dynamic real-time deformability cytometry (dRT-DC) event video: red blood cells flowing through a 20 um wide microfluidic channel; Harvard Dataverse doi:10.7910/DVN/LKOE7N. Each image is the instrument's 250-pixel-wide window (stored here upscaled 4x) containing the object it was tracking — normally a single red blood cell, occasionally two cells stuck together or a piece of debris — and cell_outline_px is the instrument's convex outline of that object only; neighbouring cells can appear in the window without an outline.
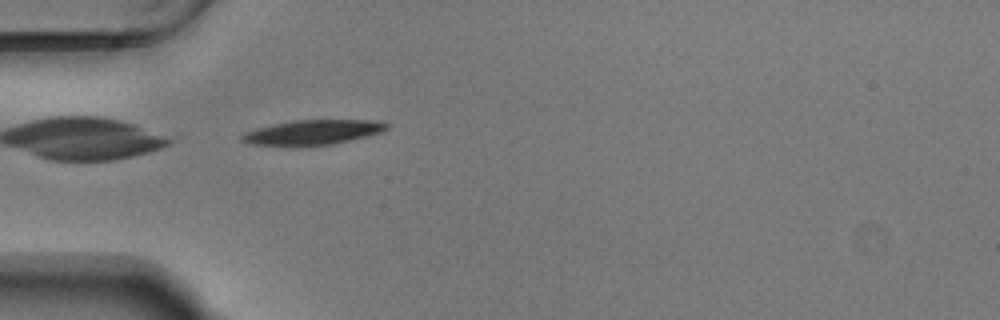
{"species": "Egyptian fruit bat (a non-hibernating species)", "species_latin": "Rousettus aegyptiacus", "temperature_condition": "warm", "stored_images_in_passage": 39, "camera_frame_rate_fps": 3000, "um_per_image_px": 0.085, "animal": {"sex": "male"}, "frame": {"image": 1, "passage_image": 1, "time_ms": 0.0, "image_size_px": [1000, 320], "cell_outline_px": [[388, 128], [380, 132], [368, 136], [336, 144], [288, 148], [248, 144], [240, 140], [240, 136], [244, 132], [256, 128], [292, 120], [372, 120], [388, 124]], "centroid_in_image_um": [26.48, 11.29], "position_along_channel_um": 58.5, "area_um2": 21.68}}
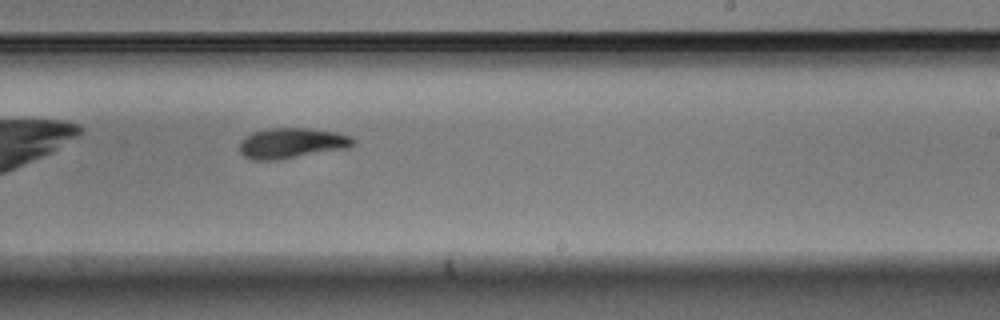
{"frame": {"image": 2, "passage_image": 18, "time_ms": 5.667, "image_size_px": [1000, 320], "cell_outline_px": [[356, 144], [348, 148], [276, 160], [252, 160], [244, 156], [240, 152], [240, 140], [244, 136], [252, 132], [268, 128], [308, 128], [336, 132], [352, 136], [356, 140]], "centroid_in_image_um": [24.8, 12.16], "position_along_channel_um": 264.2, "area_um2": 20.35}}
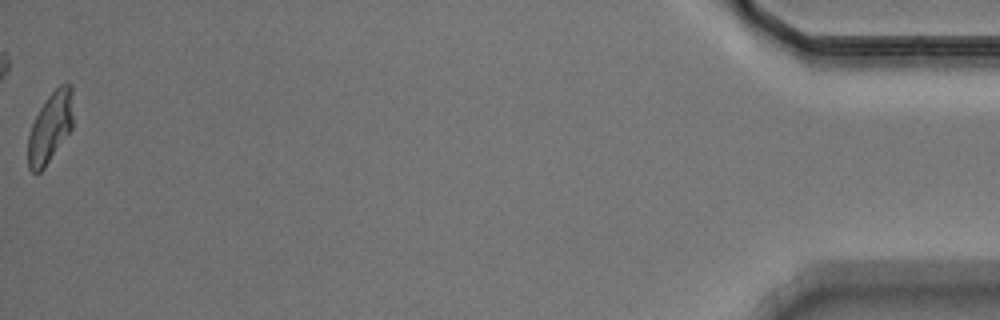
{"frame": {"image": 3, "passage_image": 39, "time_ms": 12.667, "image_size_px": [1000, 320], "cell_outline_px": [[72, 128], [44, 168], [40, 172], [32, 172], [28, 168], [28, 136], [32, 124], [40, 108], [48, 96], [60, 84], [72, 84]], "centroid_in_image_um": [4.26, 10.83], "position_along_channel_um": 430.9, "area_um2": 18.26}, "authors_computed_cell_mechanics": {"area_um2": 20.23, "velocity_mm_per_s": 3.7149, "shape_relaxation_time_tau1_ms": 3.4392, "shape_relaxation_time_tau2_ms": 5.0931, "deformation_change_tau1": 0.1365, "deformation_change_tau2": 0.1141}}